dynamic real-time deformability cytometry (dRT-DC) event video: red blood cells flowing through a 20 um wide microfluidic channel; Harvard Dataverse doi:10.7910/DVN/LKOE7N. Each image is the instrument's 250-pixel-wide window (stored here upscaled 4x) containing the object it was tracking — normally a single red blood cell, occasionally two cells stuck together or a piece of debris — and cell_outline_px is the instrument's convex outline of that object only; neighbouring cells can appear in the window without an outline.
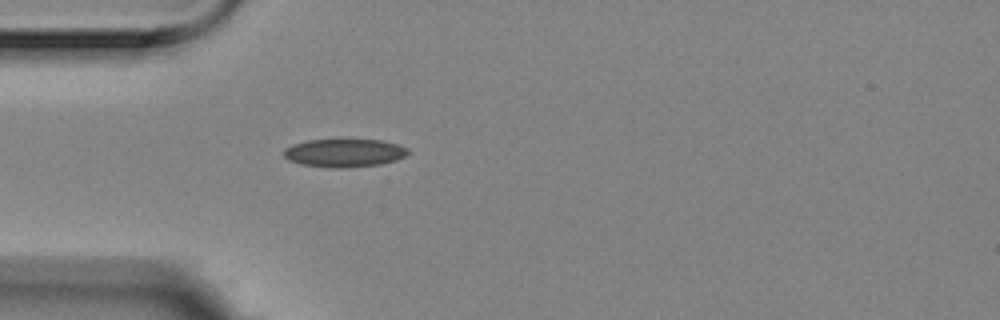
{"species": "Egyptian fruit bat (a non-hibernating species)", "species_latin": "Rousettus aegyptiacus", "temperature_condition": "room temperature", "stored_images_in_passage": 1, "camera_frame_rate_fps": 3000, "um_per_image_px": 0.085, "animal": {"sex": "female"}, "frame": {"image": 1, "passage_image": 1, "time_ms": 0.0, "image_size_px": [1000, 320], "cell_outline_px": [[412, 152], [396, 160], [380, 164], [344, 168], [332, 168], [300, 164], [288, 160], [284, 156], [284, 148], [292, 144], [308, 140], [380, 140], [396, 144], [408, 148]], "centroid_in_image_um": [29.26, 13.0], "position_along_channel_um": 55.7, "area_um2": 20.4}}